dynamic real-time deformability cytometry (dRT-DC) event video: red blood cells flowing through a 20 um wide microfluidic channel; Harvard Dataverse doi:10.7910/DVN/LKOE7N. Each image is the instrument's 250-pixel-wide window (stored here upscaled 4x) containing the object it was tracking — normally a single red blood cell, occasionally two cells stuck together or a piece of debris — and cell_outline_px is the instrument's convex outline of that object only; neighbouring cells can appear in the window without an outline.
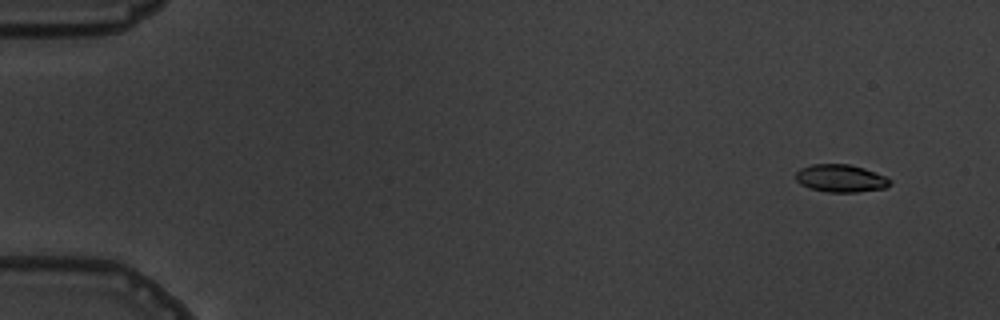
{"species": "common noctule bat (a hibernating species)", "species_latin": "Nyctalus noctula", "temperature_condition": "warm", "stored_images_in_passage": 5, "camera_frame_rate_fps": 3000, "um_per_image_px": 0.085, "animal": {"sex": "male", "body_mass_g": 19.5, "forearm_length_mm": 54.6}, "frame": {"image": 1, "passage_image": 2, "time_ms": 1.0, "image_size_px": [1000, 320], "cell_outline_px": [[892, 184], [884, 188], [856, 192], [828, 192], [808, 188], [800, 184], [796, 180], [796, 172], [800, 168], [812, 164], [848, 164], [864, 168], [884, 176], [892, 180]], "centroid_in_image_um": [71.44, 15.16], "position_along_channel_um": 13.6, "area_um2": 15.2}}
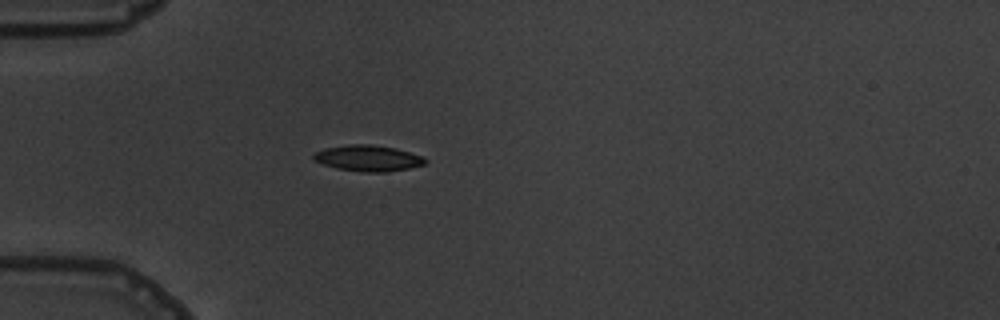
{"frame": {"image": 2, "passage_image": 5, "time_ms": 5.333, "image_size_px": [1000, 320], "cell_outline_px": [[428, 160], [424, 164], [408, 168], [388, 172], [360, 172], [336, 168], [312, 160], [312, 152], [324, 148], [348, 144], [372, 144], [396, 148], [424, 156]], "centroid_in_image_um": [31.26, 13.44], "position_along_channel_um": 53.7, "area_um2": 17.22}}